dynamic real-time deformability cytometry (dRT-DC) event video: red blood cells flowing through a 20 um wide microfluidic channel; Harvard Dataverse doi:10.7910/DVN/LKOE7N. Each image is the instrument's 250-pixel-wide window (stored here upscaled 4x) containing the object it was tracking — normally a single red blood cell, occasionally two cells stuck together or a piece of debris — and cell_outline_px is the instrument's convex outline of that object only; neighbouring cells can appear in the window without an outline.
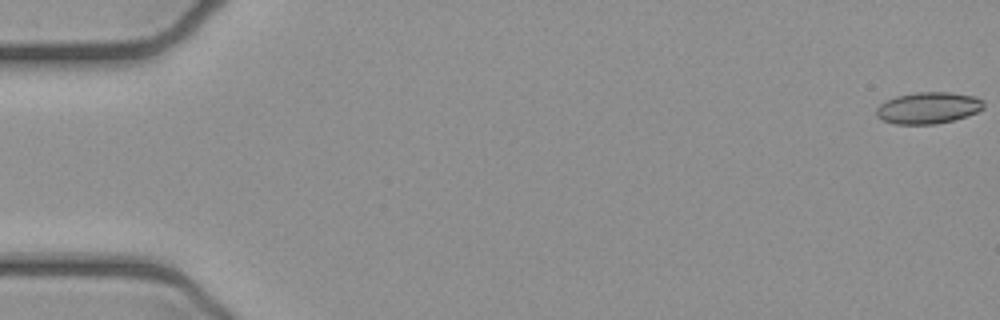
{"species": "common noctule bat (a hibernating species)", "species_latin": "Nyctalus noctula", "temperature_condition": "cold", "stored_images_in_passage": 3, "camera_frame_rate_fps": 3000, "um_per_image_px": 0.085, "animal": {"sex": "female", "body_mass_g": 21.9}, "frame": {"image": 1, "passage_image": 1, "time_ms": 0.0, "image_size_px": [1000, 320], "cell_outline_px": [[984, 108], [976, 112], [952, 120], [936, 124], [896, 124], [884, 120], [876, 116], [876, 108], [880, 104], [896, 96], [916, 92], [948, 92], [976, 96], [984, 100]], "centroid_in_image_um": [78.91, 9.16], "position_along_channel_um": 6.1, "area_um2": 19.65}}